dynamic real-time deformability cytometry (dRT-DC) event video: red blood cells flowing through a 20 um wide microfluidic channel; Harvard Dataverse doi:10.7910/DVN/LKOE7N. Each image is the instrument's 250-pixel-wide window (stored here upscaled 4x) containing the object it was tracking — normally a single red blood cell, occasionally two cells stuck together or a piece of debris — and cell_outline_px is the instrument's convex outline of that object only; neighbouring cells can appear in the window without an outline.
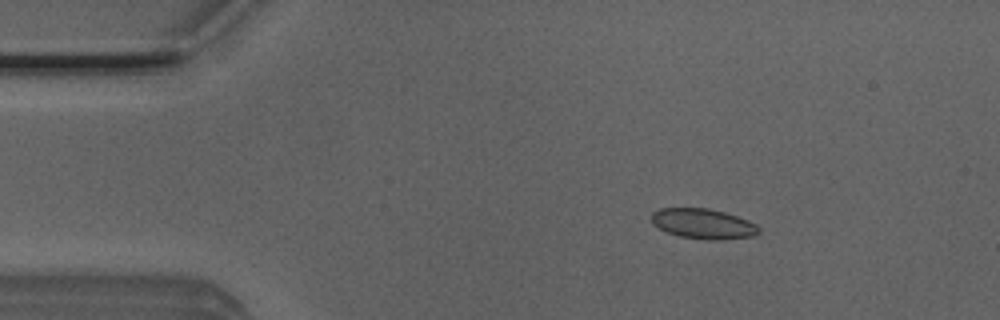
{"species": "Egyptian fruit bat (a non-hibernating species)", "species_latin": "Rousettus aegyptiacus", "temperature_condition": "room temperature", "stored_images_in_passage": 17, "camera_frame_rate_fps": 3000, "um_per_image_px": 0.085, "animal": {"sex": "male"}, "frame": {"image": 1, "passage_image": 7, "time_ms": 2.0, "image_size_px": [1000, 320], "cell_outline_px": [[760, 232], [752, 236], [720, 240], [708, 240], [680, 236], [668, 232], [652, 224], [652, 212], [660, 208], [708, 208], [724, 212], [748, 220], [756, 224], [760, 228]], "centroid_in_image_um": [59.78, 19.02], "position_along_channel_um": 25.2, "area_um2": 18.79}}
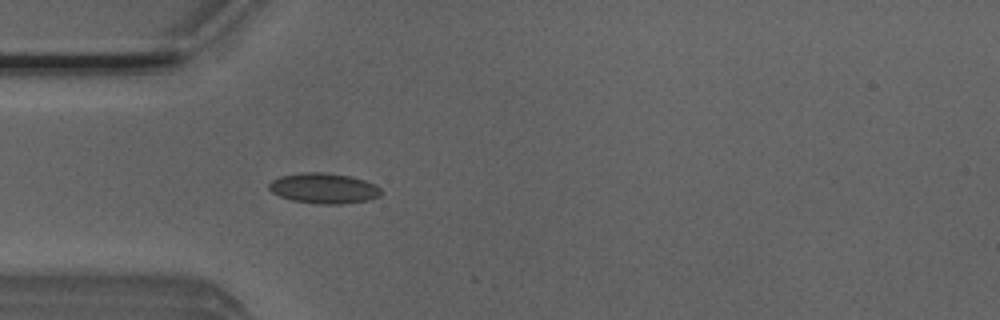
{"frame": {"image": 2, "passage_image": 14, "time_ms": 4.333, "image_size_px": [1000, 320], "cell_outline_px": [[384, 192], [380, 196], [368, 200], [340, 204], [316, 204], [292, 200], [280, 196], [272, 192], [268, 188], [268, 184], [272, 180], [280, 176], [304, 172], [328, 172], [352, 176], [376, 184]], "centroid_in_image_um": [27.55, 16.0], "position_along_channel_um": 57.5, "area_um2": 20.11}}